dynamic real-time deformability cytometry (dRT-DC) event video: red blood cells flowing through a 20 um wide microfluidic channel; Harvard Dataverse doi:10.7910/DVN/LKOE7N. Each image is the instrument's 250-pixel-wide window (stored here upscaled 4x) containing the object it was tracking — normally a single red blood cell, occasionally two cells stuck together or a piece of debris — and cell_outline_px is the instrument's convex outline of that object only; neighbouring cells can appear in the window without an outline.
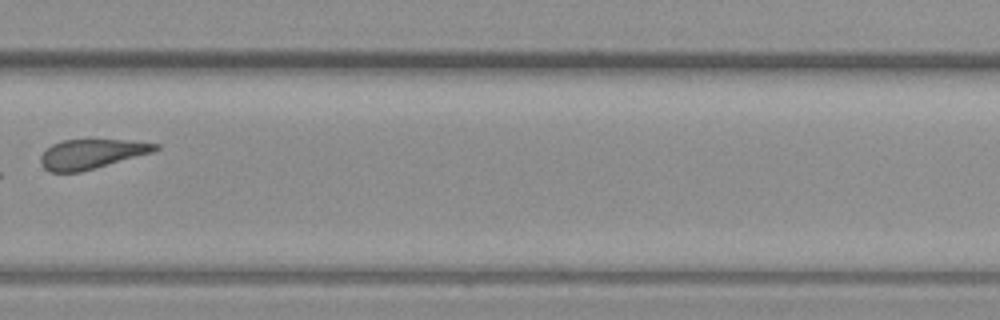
{"species": "common noctule bat (a hibernating species)", "species_latin": "Nyctalus noctula", "temperature_condition": "warm", "stored_images_in_passage": 19, "camera_frame_rate_fps": 3000, "um_per_image_px": 0.085, "animal": {"sex": "female", "body_mass_g": 19.3, "forearm_length_mm": 54.1}, "frame": {"image": 1, "passage_image": 14, "time_ms": 4.333, "image_size_px": [1000, 320], "cell_outline_px": [[160, 148], [152, 152], [80, 172], [48, 172], [40, 164], [40, 156], [52, 144], [64, 140], [128, 140], [160, 144]], "centroid_in_image_um": [7.76, 13.09], "position_along_channel_um": 322.0, "area_um2": 19.54}}